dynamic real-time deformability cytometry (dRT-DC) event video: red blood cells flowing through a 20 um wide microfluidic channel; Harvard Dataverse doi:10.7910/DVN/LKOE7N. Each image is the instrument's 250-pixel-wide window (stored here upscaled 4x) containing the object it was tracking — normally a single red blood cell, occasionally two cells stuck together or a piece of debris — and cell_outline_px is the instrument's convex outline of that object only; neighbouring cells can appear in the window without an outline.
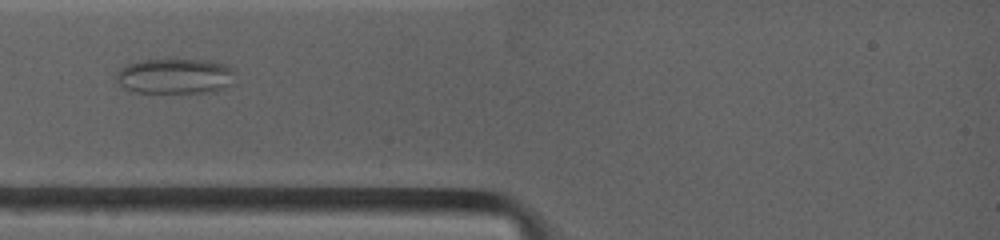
{"species": "common noctule bat (a hibernating species)", "species_latin": "Nyctalus noctula", "temperature_condition": "warm", "stored_images_in_passage": 30, "camera_frame_rate_fps": 4500, "um_per_image_px": 0.085, "animal": {"sex": "female", "body_mass_g": 19.0, "forearm_length_mm": 53.3}, "frame": {"image": 1, "passage_image": 5, "time_ms": 2.0, "image_size_px": [1000, 240], "cell_outline_px": [[228, 72], [224, 84], [220, 88], [200, 92], [136, 92], [120, 84], [116, 76], [120, 68], [128, 64], [140, 60], [204, 60], [224, 64], [228, 68]], "centroid_in_image_um": [14.69, 6.45], "position_along_channel_um": 70.3, "area_um2": 22.89}}
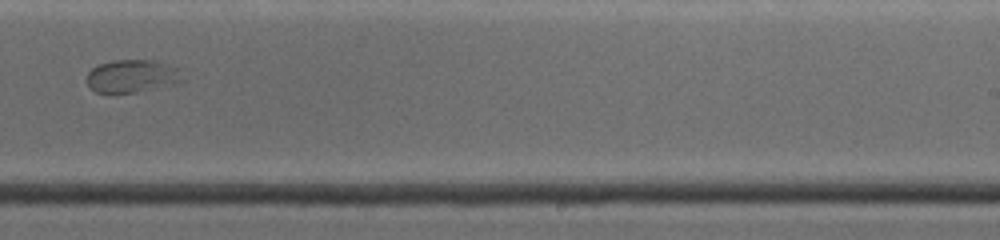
{"frame": {"image": 2, "passage_image": 16, "time_ms": 7.333, "image_size_px": [1000, 240], "cell_outline_px": [[176, 80], [132, 92], [96, 92], [88, 84], [88, 72], [92, 68], [100, 64], [112, 60], [148, 60], [164, 64], [176, 68]], "centroid_in_image_um": [11.0, 6.43], "position_along_channel_um": 278.0, "area_um2": 16.65}}
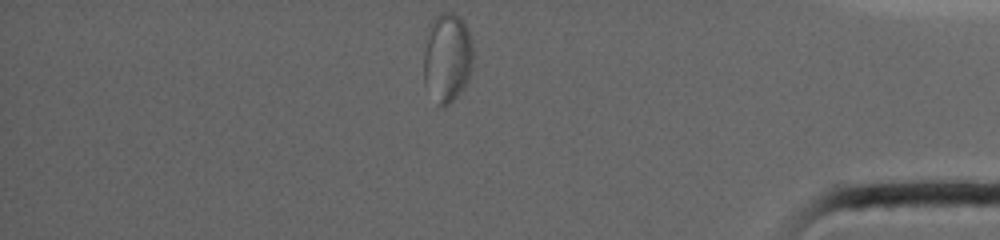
{"frame": {"image": 3, "passage_image": 30, "time_ms": 11.333, "image_size_px": [1000, 240], "cell_outline_px": [[472, 60], [468, 76], [464, 84], [456, 96], [452, 100], [444, 104], [440, 104], [424, 84], [424, 52], [428, 24], [440, 12], [452, 12], [460, 16], [464, 20], [468, 32], [472, 48]], "centroid_in_image_um": [37.98, 4.79], "position_along_channel_um": 397.2, "area_um2": 25.14}}